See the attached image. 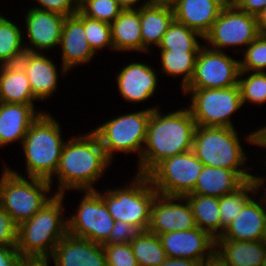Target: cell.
<instances>
[{
	"label": "cell",
	"instance_id": "obj_53",
	"mask_svg": "<svg viewBox=\"0 0 266 266\" xmlns=\"http://www.w3.org/2000/svg\"><path fill=\"white\" fill-rule=\"evenodd\" d=\"M225 4H233L236 0H222Z\"/></svg>",
	"mask_w": 266,
	"mask_h": 266
},
{
	"label": "cell",
	"instance_id": "obj_52",
	"mask_svg": "<svg viewBox=\"0 0 266 266\" xmlns=\"http://www.w3.org/2000/svg\"><path fill=\"white\" fill-rule=\"evenodd\" d=\"M27 266H49V264H45V263H36V264H28Z\"/></svg>",
	"mask_w": 266,
	"mask_h": 266
},
{
	"label": "cell",
	"instance_id": "obj_32",
	"mask_svg": "<svg viewBox=\"0 0 266 266\" xmlns=\"http://www.w3.org/2000/svg\"><path fill=\"white\" fill-rule=\"evenodd\" d=\"M198 39L204 40V37L174 19L163 35L158 51L199 52L203 44Z\"/></svg>",
	"mask_w": 266,
	"mask_h": 266
},
{
	"label": "cell",
	"instance_id": "obj_38",
	"mask_svg": "<svg viewBox=\"0 0 266 266\" xmlns=\"http://www.w3.org/2000/svg\"><path fill=\"white\" fill-rule=\"evenodd\" d=\"M242 54L240 71L266 72V36L259 35Z\"/></svg>",
	"mask_w": 266,
	"mask_h": 266
},
{
	"label": "cell",
	"instance_id": "obj_12",
	"mask_svg": "<svg viewBox=\"0 0 266 266\" xmlns=\"http://www.w3.org/2000/svg\"><path fill=\"white\" fill-rule=\"evenodd\" d=\"M78 192H83V196L75 214L67 217L68 234L103 245L110 237L115 220L95 190Z\"/></svg>",
	"mask_w": 266,
	"mask_h": 266
},
{
	"label": "cell",
	"instance_id": "obj_17",
	"mask_svg": "<svg viewBox=\"0 0 266 266\" xmlns=\"http://www.w3.org/2000/svg\"><path fill=\"white\" fill-rule=\"evenodd\" d=\"M46 53L41 52H25L18 61V64L25 71L29 83L38 102L47 101L53 98L54 92H57L59 75L69 72L65 67L61 66L58 71V63L50 58ZM60 73V74H59Z\"/></svg>",
	"mask_w": 266,
	"mask_h": 266
},
{
	"label": "cell",
	"instance_id": "obj_44",
	"mask_svg": "<svg viewBox=\"0 0 266 266\" xmlns=\"http://www.w3.org/2000/svg\"><path fill=\"white\" fill-rule=\"evenodd\" d=\"M233 4L238 9L255 16L266 8V0H236Z\"/></svg>",
	"mask_w": 266,
	"mask_h": 266
},
{
	"label": "cell",
	"instance_id": "obj_3",
	"mask_svg": "<svg viewBox=\"0 0 266 266\" xmlns=\"http://www.w3.org/2000/svg\"><path fill=\"white\" fill-rule=\"evenodd\" d=\"M64 200V195H54L30 219L18 225L16 249L29 264L46 263L68 234Z\"/></svg>",
	"mask_w": 266,
	"mask_h": 266
},
{
	"label": "cell",
	"instance_id": "obj_5",
	"mask_svg": "<svg viewBox=\"0 0 266 266\" xmlns=\"http://www.w3.org/2000/svg\"><path fill=\"white\" fill-rule=\"evenodd\" d=\"M241 141L236 128L197 126L192 151L204 166L233 170L246 182L255 175L252 166L245 163L249 156Z\"/></svg>",
	"mask_w": 266,
	"mask_h": 266
},
{
	"label": "cell",
	"instance_id": "obj_9",
	"mask_svg": "<svg viewBox=\"0 0 266 266\" xmlns=\"http://www.w3.org/2000/svg\"><path fill=\"white\" fill-rule=\"evenodd\" d=\"M181 92L190 95L187 108L197 126L236 127L231 116L244 107L239 85L229 88L183 89Z\"/></svg>",
	"mask_w": 266,
	"mask_h": 266
},
{
	"label": "cell",
	"instance_id": "obj_48",
	"mask_svg": "<svg viewBox=\"0 0 266 266\" xmlns=\"http://www.w3.org/2000/svg\"><path fill=\"white\" fill-rule=\"evenodd\" d=\"M257 21L260 35L266 36V8L257 15Z\"/></svg>",
	"mask_w": 266,
	"mask_h": 266
},
{
	"label": "cell",
	"instance_id": "obj_43",
	"mask_svg": "<svg viewBox=\"0 0 266 266\" xmlns=\"http://www.w3.org/2000/svg\"><path fill=\"white\" fill-rule=\"evenodd\" d=\"M28 264L18 253L16 246H0V266H27Z\"/></svg>",
	"mask_w": 266,
	"mask_h": 266
},
{
	"label": "cell",
	"instance_id": "obj_33",
	"mask_svg": "<svg viewBox=\"0 0 266 266\" xmlns=\"http://www.w3.org/2000/svg\"><path fill=\"white\" fill-rule=\"evenodd\" d=\"M257 193H259V189L256 179L254 178L246 181L235 192L219 197L221 234L240 213L244 205Z\"/></svg>",
	"mask_w": 266,
	"mask_h": 266
},
{
	"label": "cell",
	"instance_id": "obj_11",
	"mask_svg": "<svg viewBox=\"0 0 266 266\" xmlns=\"http://www.w3.org/2000/svg\"><path fill=\"white\" fill-rule=\"evenodd\" d=\"M204 164L192 150L164 159L148 177L160 195L182 196L190 194Z\"/></svg>",
	"mask_w": 266,
	"mask_h": 266
},
{
	"label": "cell",
	"instance_id": "obj_7",
	"mask_svg": "<svg viewBox=\"0 0 266 266\" xmlns=\"http://www.w3.org/2000/svg\"><path fill=\"white\" fill-rule=\"evenodd\" d=\"M125 186L96 192L102 197L112 218L131 225H141L146 231L150 224L151 207L158 195L148 175L134 173ZM129 184V185H128Z\"/></svg>",
	"mask_w": 266,
	"mask_h": 266
},
{
	"label": "cell",
	"instance_id": "obj_51",
	"mask_svg": "<svg viewBox=\"0 0 266 266\" xmlns=\"http://www.w3.org/2000/svg\"><path fill=\"white\" fill-rule=\"evenodd\" d=\"M263 241L266 244V216H265V224H264V234H263Z\"/></svg>",
	"mask_w": 266,
	"mask_h": 266
},
{
	"label": "cell",
	"instance_id": "obj_41",
	"mask_svg": "<svg viewBox=\"0 0 266 266\" xmlns=\"http://www.w3.org/2000/svg\"><path fill=\"white\" fill-rule=\"evenodd\" d=\"M17 231L18 225L0 206V246H16Z\"/></svg>",
	"mask_w": 266,
	"mask_h": 266
},
{
	"label": "cell",
	"instance_id": "obj_6",
	"mask_svg": "<svg viewBox=\"0 0 266 266\" xmlns=\"http://www.w3.org/2000/svg\"><path fill=\"white\" fill-rule=\"evenodd\" d=\"M2 165L0 206L19 225L36 214L56 194L51 192L53 188L48 180L19 176L12 173L6 163Z\"/></svg>",
	"mask_w": 266,
	"mask_h": 266
},
{
	"label": "cell",
	"instance_id": "obj_28",
	"mask_svg": "<svg viewBox=\"0 0 266 266\" xmlns=\"http://www.w3.org/2000/svg\"><path fill=\"white\" fill-rule=\"evenodd\" d=\"M174 20L173 9L154 6L140 7L142 53L158 47L163 35Z\"/></svg>",
	"mask_w": 266,
	"mask_h": 266
},
{
	"label": "cell",
	"instance_id": "obj_14",
	"mask_svg": "<svg viewBox=\"0 0 266 266\" xmlns=\"http://www.w3.org/2000/svg\"><path fill=\"white\" fill-rule=\"evenodd\" d=\"M25 11L23 34H27V37L23 39L29 41L24 42L25 50L45 53L58 48L66 16L32 7Z\"/></svg>",
	"mask_w": 266,
	"mask_h": 266
},
{
	"label": "cell",
	"instance_id": "obj_21",
	"mask_svg": "<svg viewBox=\"0 0 266 266\" xmlns=\"http://www.w3.org/2000/svg\"><path fill=\"white\" fill-rule=\"evenodd\" d=\"M58 48L62 51L60 66L68 71L88 64L96 55L87 41L84 24L75 15L65 17Z\"/></svg>",
	"mask_w": 266,
	"mask_h": 266
},
{
	"label": "cell",
	"instance_id": "obj_24",
	"mask_svg": "<svg viewBox=\"0 0 266 266\" xmlns=\"http://www.w3.org/2000/svg\"><path fill=\"white\" fill-rule=\"evenodd\" d=\"M266 244L259 241L216 239L215 256L224 266H262Z\"/></svg>",
	"mask_w": 266,
	"mask_h": 266
},
{
	"label": "cell",
	"instance_id": "obj_22",
	"mask_svg": "<svg viewBox=\"0 0 266 266\" xmlns=\"http://www.w3.org/2000/svg\"><path fill=\"white\" fill-rule=\"evenodd\" d=\"M35 104H17L0 102V149L13 142L22 141L32 123L45 110L35 107Z\"/></svg>",
	"mask_w": 266,
	"mask_h": 266
},
{
	"label": "cell",
	"instance_id": "obj_29",
	"mask_svg": "<svg viewBox=\"0 0 266 266\" xmlns=\"http://www.w3.org/2000/svg\"><path fill=\"white\" fill-rule=\"evenodd\" d=\"M192 210L196 227L209 232L215 239L221 236L219 198L200 194L184 196Z\"/></svg>",
	"mask_w": 266,
	"mask_h": 266
},
{
	"label": "cell",
	"instance_id": "obj_34",
	"mask_svg": "<svg viewBox=\"0 0 266 266\" xmlns=\"http://www.w3.org/2000/svg\"><path fill=\"white\" fill-rule=\"evenodd\" d=\"M130 244L139 266H159L168 258L160 237L148 230Z\"/></svg>",
	"mask_w": 266,
	"mask_h": 266
},
{
	"label": "cell",
	"instance_id": "obj_54",
	"mask_svg": "<svg viewBox=\"0 0 266 266\" xmlns=\"http://www.w3.org/2000/svg\"><path fill=\"white\" fill-rule=\"evenodd\" d=\"M84 0H74L77 5H80Z\"/></svg>",
	"mask_w": 266,
	"mask_h": 266
},
{
	"label": "cell",
	"instance_id": "obj_20",
	"mask_svg": "<svg viewBox=\"0 0 266 266\" xmlns=\"http://www.w3.org/2000/svg\"><path fill=\"white\" fill-rule=\"evenodd\" d=\"M259 195V196H258ZM258 199H257V198ZM244 205L240 213L217 239L236 241L263 240L266 216V193H257Z\"/></svg>",
	"mask_w": 266,
	"mask_h": 266
},
{
	"label": "cell",
	"instance_id": "obj_26",
	"mask_svg": "<svg viewBox=\"0 0 266 266\" xmlns=\"http://www.w3.org/2000/svg\"><path fill=\"white\" fill-rule=\"evenodd\" d=\"M37 101L19 64L0 65V102L35 104Z\"/></svg>",
	"mask_w": 266,
	"mask_h": 266
},
{
	"label": "cell",
	"instance_id": "obj_39",
	"mask_svg": "<svg viewBox=\"0 0 266 266\" xmlns=\"http://www.w3.org/2000/svg\"><path fill=\"white\" fill-rule=\"evenodd\" d=\"M107 266H139L130 243L103 244Z\"/></svg>",
	"mask_w": 266,
	"mask_h": 266
},
{
	"label": "cell",
	"instance_id": "obj_1",
	"mask_svg": "<svg viewBox=\"0 0 266 266\" xmlns=\"http://www.w3.org/2000/svg\"><path fill=\"white\" fill-rule=\"evenodd\" d=\"M71 137L62 148L55 175L49 180L52 188L53 181H58L53 192L64 196L69 190H96L97 181L105 177L104 174L112 164L98 136L92 130Z\"/></svg>",
	"mask_w": 266,
	"mask_h": 266
},
{
	"label": "cell",
	"instance_id": "obj_8",
	"mask_svg": "<svg viewBox=\"0 0 266 266\" xmlns=\"http://www.w3.org/2000/svg\"><path fill=\"white\" fill-rule=\"evenodd\" d=\"M160 108L159 105L151 108L141 109L104 121L101 125L92 129L98 136L107 157L113 162L115 153H124L125 156L137 154L140 161L141 154L147 138V127L154 109ZM114 157V158H113Z\"/></svg>",
	"mask_w": 266,
	"mask_h": 266
},
{
	"label": "cell",
	"instance_id": "obj_37",
	"mask_svg": "<svg viewBox=\"0 0 266 266\" xmlns=\"http://www.w3.org/2000/svg\"><path fill=\"white\" fill-rule=\"evenodd\" d=\"M78 10L89 18L111 24L124 8L117 0H84Z\"/></svg>",
	"mask_w": 266,
	"mask_h": 266
},
{
	"label": "cell",
	"instance_id": "obj_15",
	"mask_svg": "<svg viewBox=\"0 0 266 266\" xmlns=\"http://www.w3.org/2000/svg\"><path fill=\"white\" fill-rule=\"evenodd\" d=\"M196 227L194 215L185 197L158 194L151 207L148 231L161 235Z\"/></svg>",
	"mask_w": 266,
	"mask_h": 266
},
{
	"label": "cell",
	"instance_id": "obj_36",
	"mask_svg": "<svg viewBox=\"0 0 266 266\" xmlns=\"http://www.w3.org/2000/svg\"><path fill=\"white\" fill-rule=\"evenodd\" d=\"M238 85L243 106L246 103L256 106L266 103V72L240 71Z\"/></svg>",
	"mask_w": 266,
	"mask_h": 266
},
{
	"label": "cell",
	"instance_id": "obj_35",
	"mask_svg": "<svg viewBox=\"0 0 266 266\" xmlns=\"http://www.w3.org/2000/svg\"><path fill=\"white\" fill-rule=\"evenodd\" d=\"M74 15L84 24L87 41L96 56L97 52H102L104 48V50L107 48L110 49V51L113 50L114 52L112 45L111 24L89 18L83 15L79 10Z\"/></svg>",
	"mask_w": 266,
	"mask_h": 266
},
{
	"label": "cell",
	"instance_id": "obj_23",
	"mask_svg": "<svg viewBox=\"0 0 266 266\" xmlns=\"http://www.w3.org/2000/svg\"><path fill=\"white\" fill-rule=\"evenodd\" d=\"M225 5L222 0H179L173 8V15L176 21L204 37Z\"/></svg>",
	"mask_w": 266,
	"mask_h": 266
},
{
	"label": "cell",
	"instance_id": "obj_49",
	"mask_svg": "<svg viewBox=\"0 0 266 266\" xmlns=\"http://www.w3.org/2000/svg\"><path fill=\"white\" fill-rule=\"evenodd\" d=\"M264 163L266 164V156L264 157ZM265 167H266V165H265ZM254 174H255L256 182L258 184L259 191H261L262 193H266V176H264V174H263V176H260L257 173H254Z\"/></svg>",
	"mask_w": 266,
	"mask_h": 266
},
{
	"label": "cell",
	"instance_id": "obj_25",
	"mask_svg": "<svg viewBox=\"0 0 266 266\" xmlns=\"http://www.w3.org/2000/svg\"><path fill=\"white\" fill-rule=\"evenodd\" d=\"M114 51L142 53L140 8L124 9L111 23Z\"/></svg>",
	"mask_w": 266,
	"mask_h": 266
},
{
	"label": "cell",
	"instance_id": "obj_30",
	"mask_svg": "<svg viewBox=\"0 0 266 266\" xmlns=\"http://www.w3.org/2000/svg\"><path fill=\"white\" fill-rule=\"evenodd\" d=\"M23 29L0 13V65L18 64L26 52Z\"/></svg>",
	"mask_w": 266,
	"mask_h": 266
},
{
	"label": "cell",
	"instance_id": "obj_42",
	"mask_svg": "<svg viewBox=\"0 0 266 266\" xmlns=\"http://www.w3.org/2000/svg\"><path fill=\"white\" fill-rule=\"evenodd\" d=\"M38 6H32L42 11H51L63 16H72L78 11V5L74 0H34ZM37 2V3H36Z\"/></svg>",
	"mask_w": 266,
	"mask_h": 266
},
{
	"label": "cell",
	"instance_id": "obj_2",
	"mask_svg": "<svg viewBox=\"0 0 266 266\" xmlns=\"http://www.w3.org/2000/svg\"><path fill=\"white\" fill-rule=\"evenodd\" d=\"M197 125L187 107L163 113L152 110L137 174L148 175L164 159L192 150Z\"/></svg>",
	"mask_w": 266,
	"mask_h": 266
},
{
	"label": "cell",
	"instance_id": "obj_16",
	"mask_svg": "<svg viewBox=\"0 0 266 266\" xmlns=\"http://www.w3.org/2000/svg\"><path fill=\"white\" fill-rule=\"evenodd\" d=\"M159 237L169 258H187L203 262L215 256L216 239L198 227L161 234Z\"/></svg>",
	"mask_w": 266,
	"mask_h": 266
},
{
	"label": "cell",
	"instance_id": "obj_18",
	"mask_svg": "<svg viewBox=\"0 0 266 266\" xmlns=\"http://www.w3.org/2000/svg\"><path fill=\"white\" fill-rule=\"evenodd\" d=\"M158 70L146 62H130L116 73L117 90L123 100L139 104L154 97L158 88Z\"/></svg>",
	"mask_w": 266,
	"mask_h": 266
},
{
	"label": "cell",
	"instance_id": "obj_50",
	"mask_svg": "<svg viewBox=\"0 0 266 266\" xmlns=\"http://www.w3.org/2000/svg\"><path fill=\"white\" fill-rule=\"evenodd\" d=\"M199 266H224V265L221 263V261L216 256H214L213 258L209 260L200 262Z\"/></svg>",
	"mask_w": 266,
	"mask_h": 266
},
{
	"label": "cell",
	"instance_id": "obj_45",
	"mask_svg": "<svg viewBox=\"0 0 266 266\" xmlns=\"http://www.w3.org/2000/svg\"><path fill=\"white\" fill-rule=\"evenodd\" d=\"M198 261L187 258H167L159 266H199Z\"/></svg>",
	"mask_w": 266,
	"mask_h": 266
},
{
	"label": "cell",
	"instance_id": "obj_10",
	"mask_svg": "<svg viewBox=\"0 0 266 266\" xmlns=\"http://www.w3.org/2000/svg\"><path fill=\"white\" fill-rule=\"evenodd\" d=\"M259 35L257 16L238 9L234 4H226L203 41L209 48L222 52L229 47H244L236 49L241 53Z\"/></svg>",
	"mask_w": 266,
	"mask_h": 266
},
{
	"label": "cell",
	"instance_id": "obj_46",
	"mask_svg": "<svg viewBox=\"0 0 266 266\" xmlns=\"http://www.w3.org/2000/svg\"><path fill=\"white\" fill-rule=\"evenodd\" d=\"M179 0H145V6L173 9Z\"/></svg>",
	"mask_w": 266,
	"mask_h": 266
},
{
	"label": "cell",
	"instance_id": "obj_47",
	"mask_svg": "<svg viewBox=\"0 0 266 266\" xmlns=\"http://www.w3.org/2000/svg\"><path fill=\"white\" fill-rule=\"evenodd\" d=\"M117 1L124 9H139L142 6H145V0H117Z\"/></svg>",
	"mask_w": 266,
	"mask_h": 266
},
{
	"label": "cell",
	"instance_id": "obj_31",
	"mask_svg": "<svg viewBox=\"0 0 266 266\" xmlns=\"http://www.w3.org/2000/svg\"><path fill=\"white\" fill-rule=\"evenodd\" d=\"M199 52L184 51H160L161 66L159 71L172 78L183 77L181 79V90L191 81L196 59Z\"/></svg>",
	"mask_w": 266,
	"mask_h": 266
},
{
	"label": "cell",
	"instance_id": "obj_27",
	"mask_svg": "<svg viewBox=\"0 0 266 266\" xmlns=\"http://www.w3.org/2000/svg\"><path fill=\"white\" fill-rule=\"evenodd\" d=\"M245 181L233 170L204 166L190 194L222 197L235 192Z\"/></svg>",
	"mask_w": 266,
	"mask_h": 266
},
{
	"label": "cell",
	"instance_id": "obj_4",
	"mask_svg": "<svg viewBox=\"0 0 266 266\" xmlns=\"http://www.w3.org/2000/svg\"><path fill=\"white\" fill-rule=\"evenodd\" d=\"M50 114L49 111L40 114L20 145L25 156L26 175L7 166L12 173L48 181L55 175L66 141L62 136V125Z\"/></svg>",
	"mask_w": 266,
	"mask_h": 266
},
{
	"label": "cell",
	"instance_id": "obj_55",
	"mask_svg": "<svg viewBox=\"0 0 266 266\" xmlns=\"http://www.w3.org/2000/svg\"><path fill=\"white\" fill-rule=\"evenodd\" d=\"M262 266H266V254H265V258H264V261L262 263Z\"/></svg>",
	"mask_w": 266,
	"mask_h": 266
},
{
	"label": "cell",
	"instance_id": "obj_40",
	"mask_svg": "<svg viewBox=\"0 0 266 266\" xmlns=\"http://www.w3.org/2000/svg\"><path fill=\"white\" fill-rule=\"evenodd\" d=\"M146 230L141 225H131L123 221H115L109 239L104 244L130 243Z\"/></svg>",
	"mask_w": 266,
	"mask_h": 266
},
{
	"label": "cell",
	"instance_id": "obj_13",
	"mask_svg": "<svg viewBox=\"0 0 266 266\" xmlns=\"http://www.w3.org/2000/svg\"><path fill=\"white\" fill-rule=\"evenodd\" d=\"M205 44L199 50L191 81L184 89L229 88L238 85L240 60Z\"/></svg>",
	"mask_w": 266,
	"mask_h": 266
},
{
	"label": "cell",
	"instance_id": "obj_19",
	"mask_svg": "<svg viewBox=\"0 0 266 266\" xmlns=\"http://www.w3.org/2000/svg\"><path fill=\"white\" fill-rule=\"evenodd\" d=\"M54 266H107L102 244L67 234L56 245L49 261Z\"/></svg>",
	"mask_w": 266,
	"mask_h": 266
}]
</instances>
